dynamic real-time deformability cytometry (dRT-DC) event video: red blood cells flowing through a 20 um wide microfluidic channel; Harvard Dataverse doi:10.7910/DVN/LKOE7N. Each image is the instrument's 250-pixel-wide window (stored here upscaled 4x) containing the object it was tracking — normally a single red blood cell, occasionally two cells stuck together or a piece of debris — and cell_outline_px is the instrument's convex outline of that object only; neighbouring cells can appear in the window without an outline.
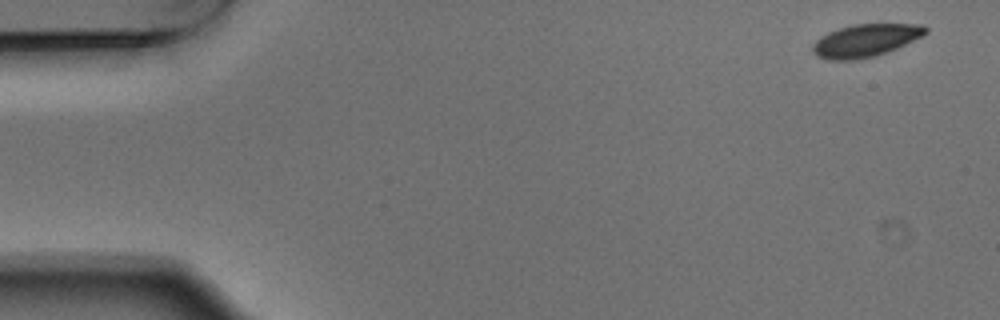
{"species": "Egyptian fruit bat (a non-hibernating species)", "species_latin": "Rousettus aegyptiacus", "temperature_condition": "warm", "stored_images_in_passage": 7, "camera_frame_rate_fps": 3000, "um_per_image_px": 0.085, "animal": {"sex": "male"}, "frame": {"image": 1, "passage_image": 1, "time_ms": 0.0, "image_size_px": [1000, 320], "cell_outline_px": [[928, 32], [924, 36], [888, 52], [876, 56], [856, 60], [828, 60], [816, 56], [812, 52], [812, 44], [820, 36], [828, 32], [852, 24], [924, 24], [928, 28]], "centroid_in_image_um": [73.58, 3.44], "position_along_channel_um": 11.4, "area_um2": 21.85}}
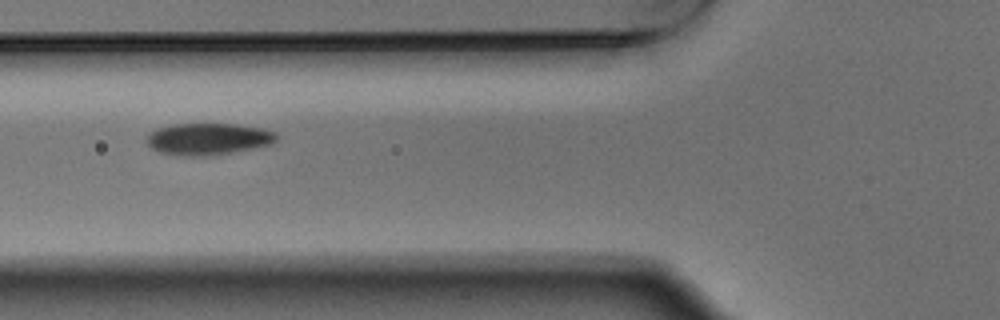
{"frame": {"image": 2, "passage_image": 5, "time_ms": 1.333, "image_size_px": [1000, 320], "cell_outline_px": [[280, 136], [272, 144], [252, 148], [204, 156], [184, 156], [160, 152], [152, 148], [144, 140], [148, 132], [156, 128], [172, 124], [236, 124], [264, 128], [276, 132]], "centroid_in_image_um": [17.68, 11.79], "position_along_channel_um": 108.1, "area_um2": 24.16}}
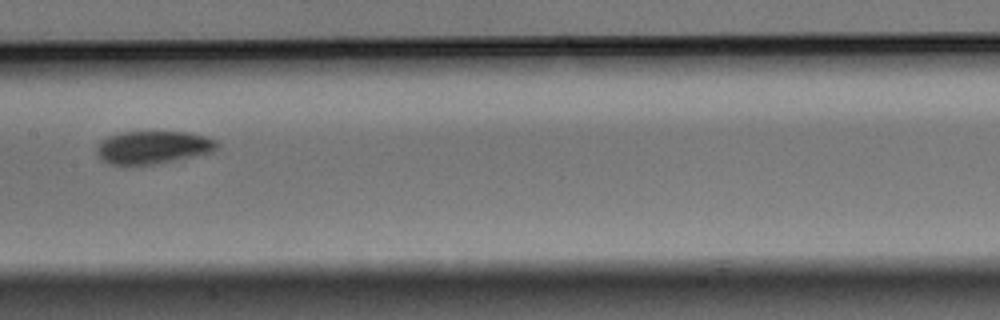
{"frame": {"image": 3, "passage_image": 7, "time_ms": 2.0, "image_size_px": [1000, 320], "cell_outline_px": [[216, 148], [212, 152], [152, 164], [108, 164], [100, 160], [96, 156], [96, 148], [100, 140], [108, 136], [120, 132], [192, 132], [216, 140]], "centroid_in_image_um": [12.92, 12.51], "position_along_channel_um": 194.5, "area_um2": 22.89}}